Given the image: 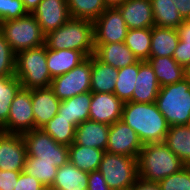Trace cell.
Returning a JSON list of instances; mask_svg holds the SVG:
<instances>
[{
	"mask_svg": "<svg viewBox=\"0 0 190 190\" xmlns=\"http://www.w3.org/2000/svg\"><path fill=\"white\" fill-rule=\"evenodd\" d=\"M121 120L136 132L143 145L164 142L169 129L155 102H124Z\"/></svg>",
	"mask_w": 190,
	"mask_h": 190,
	"instance_id": "6da1fadb",
	"label": "cell"
},
{
	"mask_svg": "<svg viewBox=\"0 0 190 190\" xmlns=\"http://www.w3.org/2000/svg\"><path fill=\"white\" fill-rule=\"evenodd\" d=\"M45 45L53 50H77L87 58L95 50L93 22L70 18L65 24L45 35Z\"/></svg>",
	"mask_w": 190,
	"mask_h": 190,
	"instance_id": "7a4b0ae2",
	"label": "cell"
},
{
	"mask_svg": "<svg viewBox=\"0 0 190 190\" xmlns=\"http://www.w3.org/2000/svg\"><path fill=\"white\" fill-rule=\"evenodd\" d=\"M137 159L138 176L147 182H159L185 167L164 142L144 144Z\"/></svg>",
	"mask_w": 190,
	"mask_h": 190,
	"instance_id": "3957f363",
	"label": "cell"
},
{
	"mask_svg": "<svg viewBox=\"0 0 190 190\" xmlns=\"http://www.w3.org/2000/svg\"><path fill=\"white\" fill-rule=\"evenodd\" d=\"M15 76L25 89L50 87L52 77L47 67L45 44L16 54Z\"/></svg>",
	"mask_w": 190,
	"mask_h": 190,
	"instance_id": "277c9868",
	"label": "cell"
},
{
	"mask_svg": "<svg viewBox=\"0 0 190 190\" xmlns=\"http://www.w3.org/2000/svg\"><path fill=\"white\" fill-rule=\"evenodd\" d=\"M169 126L190 123V82L185 78L160 87L156 102Z\"/></svg>",
	"mask_w": 190,
	"mask_h": 190,
	"instance_id": "5b68a950",
	"label": "cell"
},
{
	"mask_svg": "<svg viewBox=\"0 0 190 190\" xmlns=\"http://www.w3.org/2000/svg\"><path fill=\"white\" fill-rule=\"evenodd\" d=\"M1 33L15 54L45 44V34L32 13L18 19L3 21Z\"/></svg>",
	"mask_w": 190,
	"mask_h": 190,
	"instance_id": "8992f818",
	"label": "cell"
},
{
	"mask_svg": "<svg viewBox=\"0 0 190 190\" xmlns=\"http://www.w3.org/2000/svg\"><path fill=\"white\" fill-rule=\"evenodd\" d=\"M98 170L111 190H129L138 180V159L106 152Z\"/></svg>",
	"mask_w": 190,
	"mask_h": 190,
	"instance_id": "52a82bcc",
	"label": "cell"
},
{
	"mask_svg": "<svg viewBox=\"0 0 190 190\" xmlns=\"http://www.w3.org/2000/svg\"><path fill=\"white\" fill-rule=\"evenodd\" d=\"M27 156L36 157V161L54 162L60 167L69 161L68 146L58 144L42 129H33L22 134Z\"/></svg>",
	"mask_w": 190,
	"mask_h": 190,
	"instance_id": "ba28073f",
	"label": "cell"
},
{
	"mask_svg": "<svg viewBox=\"0 0 190 190\" xmlns=\"http://www.w3.org/2000/svg\"><path fill=\"white\" fill-rule=\"evenodd\" d=\"M50 88L60 101L91 91V56L69 72L52 78Z\"/></svg>",
	"mask_w": 190,
	"mask_h": 190,
	"instance_id": "9c48e42d",
	"label": "cell"
},
{
	"mask_svg": "<svg viewBox=\"0 0 190 190\" xmlns=\"http://www.w3.org/2000/svg\"><path fill=\"white\" fill-rule=\"evenodd\" d=\"M35 129L32 90L20 88L10 105L7 122L0 128L6 133L23 134Z\"/></svg>",
	"mask_w": 190,
	"mask_h": 190,
	"instance_id": "30bf717a",
	"label": "cell"
},
{
	"mask_svg": "<svg viewBox=\"0 0 190 190\" xmlns=\"http://www.w3.org/2000/svg\"><path fill=\"white\" fill-rule=\"evenodd\" d=\"M93 25L94 44L125 41L128 28L117 7H107Z\"/></svg>",
	"mask_w": 190,
	"mask_h": 190,
	"instance_id": "8fae6325",
	"label": "cell"
},
{
	"mask_svg": "<svg viewBox=\"0 0 190 190\" xmlns=\"http://www.w3.org/2000/svg\"><path fill=\"white\" fill-rule=\"evenodd\" d=\"M142 147L139 136L123 120L110 125L106 152L138 158Z\"/></svg>",
	"mask_w": 190,
	"mask_h": 190,
	"instance_id": "7c38bea8",
	"label": "cell"
},
{
	"mask_svg": "<svg viewBox=\"0 0 190 190\" xmlns=\"http://www.w3.org/2000/svg\"><path fill=\"white\" fill-rule=\"evenodd\" d=\"M27 158L22 134L0 131V170L22 172Z\"/></svg>",
	"mask_w": 190,
	"mask_h": 190,
	"instance_id": "4fadbf2b",
	"label": "cell"
},
{
	"mask_svg": "<svg viewBox=\"0 0 190 190\" xmlns=\"http://www.w3.org/2000/svg\"><path fill=\"white\" fill-rule=\"evenodd\" d=\"M32 14L45 35L71 18L66 0H42Z\"/></svg>",
	"mask_w": 190,
	"mask_h": 190,
	"instance_id": "5bb4252c",
	"label": "cell"
},
{
	"mask_svg": "<svg viewBox=\"0 0 190 190\" xmlns=\"http://www.w3.org/2000/svg\"><path fill=\"white\" fill-rule=\"evenodd\" d=\"M124 102L114 93H93L89 120L111 125L122 118Z\"/></svg>",
	"mask_w": 190,
	"mask_h": 190,
	"instance_id": "9a60e30c",
	"label": "cell"
},
{
	"mask_svg": "<svg viewBox=\"0 0 190 190\" xmlns=\"http://www.w3.org/2000/svg\"><path fill=\"white\" fill-rule=\"evenodd\" d=\"M117 8L128 29L152 28L154 26L150 0H125Z\"/></svg>",
	"mask_w": 190,
	"mask_h": 190,
	"instance_id": "2e32d148",
	"label": "cell"
},
{
	"mask_svg": "<svg viewBox=\"0 0 190 190\" xmlns=\"http://www.w3.org/2000/svg\"><path fill=\"white\" fill-rule=\"evenodd\" d=\"M60 102L50 87L32 89L35 129H41L58 113Z\"/></svg>",
	"mask_w": 190,
	"mask_h": 190,
	"instance_id": "e0dca14e",
	"label": "cell"
},
{
	"mask_svg": "<svg viewBox=\"0 0 190 190\" xmlns=\"http://www.w3.org/2000/svg\"><path fill=\"white\" fill-rule=\"evenodd\" d=\"M160 85L148 61H139V72L135 81L132 101L137 103L156 102Z\"/></svg>",
	"mask_w": 190,
	"mask_h": 190,
	"instance_id": "ac0fdd59",
	"label": "cell"
},
{
	"mask_svg": "<svg viewBox=\"0 0 190 190\" xmlns=\"http://www.w3.org/2000/svg\"><path fill=\"white\" fill-rule=\"evenodd\" d=\"M110 125L86 120L76 127L74 143L106 151Z\"/></svg>",
	"mask_w": 190,
	"mask_h": 190,
	"instance_id": "d6986e66",
	"label": "cell"
},
{
	"mask_svg": "<svg viewBox=\"0 0 190 190\" xmlns=\"http://www.w3.org/2000/svg\"><path fill=\"white\" fill-rule=\"evenodd\" d=\"M94 56L101 62L114 68H123L135 64L138 59L124 42L94 44Z\"/></svg>",
	"mask_w": 190,
	"mask_h": 190,
	"instance_id": "ffe728a7",
	"label": "cell"
},
{
	"mask_svg": "<svg viewBox=\"0 0 190 190\" xmlns=\"http://www.w3.org/2000/svg\"><path fill=\"white\" fill-rule=\"evenodd\" d=\"M47 67L52 78L63 75L83 62L86 57L77 50H53L46 47Z\"/></svg>",
	"mask_w": 190,
	"mask_h": 190,
	"instance_id": "44dd1931",
	"label": "cell"
},
{
	"mask_svg": "<svg viewBox=\"0 0 190 190\" xmlns=\"http://www.w3.org/2000/svg\"><path fill=\"white\" fill-rule=\"evenodd\" d=\"M92 92L75 95L71 98L62 100L58 108V114L77 127L80 123L89 120L90 102Z\"/></svg>",
	"mask_w": 190,
	"mask_h": 190,
	"instance_id": "7402d4cb",
	"label": "cell"
},
{
	"mask_svg": "<svg viewBox=\"0 0 190 190\" xmlns=\"http://www.w3.org/2000/svg\"><path fill=\"white\" fill-rule=\"evenodd\" d=\"M89 173L75 167L69 161L58 167L53 190H87Z\"/></svg>",
	"mask_w": 190,
	"mask_h": 190,
	"instance_id": "603a6c76",
	"label": "cell"
},
{
	"mask_svg": "<svg viewBox=\"0 0 190 190\" xmlns=\"http://www.w3.org/2000/svg\"><path fill=\"white\" fill-rule=\"evenodd\" d=\"M117 76V68L104 64L91 55V92L113 93Z\"/></svg>",
	"mask_w": 190,
	"mask_h": 190,
	"instance_id": "cb8c5ba5",
	"label": "cell"
},
{
	"mask_svg": "<svg viewBox=\"0 0 190 190\" xmlns=\"http://www.w3.org/2000/svg\"><path fill=\"white\" fill-rule=\"evenodd\" d=\"M179 42L177 29L158 27L151 28L150 56L173 57Z\"/></svg>",
	"mask_w": 190,
	"mask_h": 190,
	"instance_id": "d4e9b609",
	"label": "cell"
},
{
	"mask_svg": "<svg viewBox=\"0 0 190 190\" xmlns=\"http://www.w3.org/2000/svg\"><path fill=\"white\" fill-rule=\"evenodd\" d=\"M153 68L160 87L182 81L184 67L180 66L173 57L150 56L147 60Z\"/></svg>",
	"mask_w": 190,
	"mask_h": 190,
	"instance_id": "484cf974",
	"label": "cell"
},
{
	"mask_svg": "<svg viewBox=\"0 0 190 190\" xmlns=\"http://www.w3.org/2000/svg\"><path fill=\"white\" fill-rule=\"evenodd\" d=\"M68 151L69 162L87 173L98 170L105 153L101 149L77 145L74 142L68 147Z\"/></svg>",
	"mask_w": 190,
	"mask_h": 190,
	"instance_id": "4316f807",
	"label": "cell"
},
{
	"mask_svg": "<svg viewBox=\"0 0 190 190\" xmlns=\"http://www.w3.org/2000/svg\"><path fill=\"white\" fill-rule=\"evenodd\" d=\"M164 143L180 158L185 166H190V133L188 125L169 126Z\"/></svg>",
	"mask_w": 190,
	"mask_h": 190,
	"instance_id": "83f0119b",
	"label": "cell"
},
{
	"mask_svg": "<svg viewBox=\"0 0 190 190\" xmlns=\"http://www.w3.org/2000/svg\"><path fill=\"white\" fill-rule=\"evenodd\" d=\"M150 2L153 10L154 25L177 29L184 21L173 0H150Z\"/></svg>",
	"mask_w": 190,
	"mask_h": 190,
	"instance_id": "f1b7e54d",
	"label": "cell"
},
{
	"mask_svg": "<svg viewBox=\"0 0 190 190\" xmlns=\"http://www.w3.org/2000/svg\"><path fill=\"white\" fill-rule=\"evenodd\" d=\"M41 129L58 144L69 147L74 142L76 126L71 120L61 117L58 113Z\"/></svg>",
	"mask_w": 190,
	"mask_h": 190,
	"instance_id": "f546056e",
	"label": "cell"
},
{
	"mask_svg": "<svg viewBox=\"0 0 190 190\" xmlns=\"http://www.w3.org/2000/svg\"><path fill=\"white\" fill-rule=\"evenodd\" d=\"M124 43L139 61H147L150 57L151 28L128 29Z\"/></svg>",
	"mask_w": 190,
	"mask_h": 190,
	"instance_id": "4dcf8cb0",
	"label": "cell"
},
{
	"mask_svg": "<svg viewBox=\"0 0 190 190\" xmlns=\"http://www.w3.org/2000/svg\"><path fill=\"white\" fill-rule=\"evenodd\" d=\"M139 72V60L132 65L118 69L114 94L123 102L132 101L135 81Z\"/></svg>",
	"mask_w": 190,
	"mask_h": 190,
	"instance_id": "1f68e13d",
	"label": "cell"
},
{
	"mask_svg": "<svg viewBox=\"0 0 190 190\" xmlns=\"http://www.w3.org/2000/svg\"><path fill=\"white\" fill-rule=\"evenodd\" d=\"M57 169L54 162L36 161V157L27 156L23 172L36 178L45 188H50Z\"/></svg>",
	"mask_w": 190,
	"mask_h": 190,
	"instance_id": "d6a6232c",
	"label": "cell"
},
{
	"mask_svg": "<svg viewBox=\"0 0 190 190\" xmlns=\"http://www.w3.org/2000/svg\"><path fill=\"white\" fill-rule=\"evenodd\" d=\"M71 18L94 22L107 8L103 0H66Z\"/></svg>",
	"mask_w": 190,
	"mask_h": 190,
	"instance_id": "836d02e7",
	"label": "cell"
},
{
	"mask_svg": "<svg viewBox=\"0 0 190 190\" xmlns=\"http://www.w3.org/2000/svg\"><path fill=\"white\" fill-rule=\"evenodd\" d=\"M21 88L19 79L14 76H0V128L7 122L10 105Z\"/></svg>",
	"mask_w": 190,
	"mask_h": 190,
	"instance_id": "e575fe53",
	"label": "cell"
},
{
	"mask_svg": "<svg viewBox=\"0 0 190 190\" xmlns=\"http://www.w3.org/2000/svg\"><path fill=\"white\" fill-rule=\"evenodd\" d=\"M161 190H190V166L158 182Z\"/></svg>",
	"mask_w": 190,
	"mask_h": 190,
	"instance_id": "d590c367",
	"label": "cell"
},
{
	"mask_svg": "<svg viewBox=\"0 0 190 190\" xmlns=\"http://www.w3.org/2000/svg\"><path fill=\"white\" fill-rule=\"evenodd\" d=\"M16 54L0 32V76L15 75Z\"/></svg>",
	"mask_w": 190,
	"mask_h": 190,
	"instance_id": "8d00e7d4",
	"label": "cell"
},
{
	"mask_svg": "<svg viewBox=\"0 0 190 190\" xmlns=\"http://www.w3.org/2000/svg\"><path fill=\"white\" fill-rule=\"evenodd\" d=\"M27 14L28 11L21 0H0V18L2 22L18 19Z\"/></svg>",
	"mask_w": 190,
	"mask_h": 190,
	"instance_id": "74e56055",
	"label": "cell"
},
{
	"mask_svg": "<svg viewBox=\"0 0 190 190\" xmlns=\"http://www.w3.org/2000/svg\"><path fill=\"white\" fill-rule=\"evenodd\" d=\"M45 187L34 177L20 172L17 185L14 190H44Z\"/></svg>",
	"mask_w": 190,
	"mask_h": 190,
	"instance_id": "f35d334b",
	"label": "cell"
},
{
	"mask_svg": "<svg viewBox=\"0 0 190 190\" xmlns=\"http://www.w3.org/2000/svg\"><path fill=\"white\" fill-rule=\"evenodd\" d=\"M20 172L0 170V190H14Z\"/></svg>",
	"mask_w": 190,
	"mask_h": 190,
	"instance_id": "ab89813d",
	"label": "cell"
},
{
	"mask_svg": "<svg viewBox=\"0 0 190 190\" xmlns=\"http://www.w3.org/2000/svg\"><path fill=\"white\" fill-rule=\"evenodd\" d=\"M173 58L182 67L188 65L190 63V45H184V42L179 40Z\"/></svg>",
	"mask_w": 190,
	"mask_h": 190,
	"instance_id": "60d3db41",
	"label": "cell"
},
{
	"mask_svg": "<svg viewBox=\"0 0 190 190\" xmlns=\"http://www.w3.org/2000/svg\"><path fill=\"white\" fill-rule=\"evenodd\" d=\"M87 190H111L99 170L89 173Z\"/></svg>",
	"mask_w": 190,
	"mask_h": 190,
	"instance_id": "b9f144b4",
	"label": "cell"
},
{
	"mask_svg": "<svg viewBox=\"0 0 190 190\" xmlns=\"http://www.w3.org/2000/svg\"><path fill=\"white\" fill-rule=\"evenodd\" d=\"M179 40L184 42V45H190V19L184 20L178 27H177Z\"/></svg>",
	"mask_w": 190,
	"mask_h": 190,
	"instance_id": "7bdbcfd3",
	"label": "cell"
},
{
	"mask_svg": "<svg viewBox=\"0 0 190 190\" xmlns=\"http://www.w3.org/2000/svg\"><path fill=\"white\" fill-rule=\"evenodd\" d=\"M129 190H161V188L158 182H147L138 178Z\"/></svg>",
	"mask_w": 190,
	"mask_h": 190,
	"instance_id": "ee69618b",
	"label": "cell"
},
{
	"mask_svg": "<svg viewBox=\"0 0 190 190\" xmlns=\"http://www.w3.org/2000/svg\"><path fill=\"white\" fill-rule=\"evenodd\" d=\"M177 10L184 20L190 19V0H173Z\"/></svg>",
	"mask_w": 190,
	"mask_h": 190,
	"instance_id": "f6af8a7d",
	"label": "cell"
},
{
	"mask_svg": "<svg viewBox=\"0 0 190 190\" xmlns=\"http://www.w3.org/2000/svg\"><path fill=\"white\" fill-rule=\"evenodd\" d=\"M28 13H32L42 0H21Z\"/></svg>",
	"mask_w": 190,
	"mask_h": 190,
	"instance_id": "bcb514c9",
	"label": "cell"
},
{
	"mask_svg": "<svg viewBox=\"0 0 190 190\" xmlns=\"http://www.w3.org/2000/svg\"><path fill=\"white\" fill-rule=\"evenodd\" d=\"M107 7H117L122 4L125 0H103Z\"/></svg>",
	"mask_w": 190,
	"mask_h": 190,
	"instance_id": "7dc6e473",
	"label": "cell"
},
{
	"mask_svg": "<svg viewBox=\"0 0 190 190\" xmlns=\"http://www.w3.org/2000/svg\"><path fill=\"white\" fill-rule=\"evenodd\" d=\"M184 77L190 82V63L184 67Z\"/></svg>",
	"mask_w": 190,
	"mask_h": 190,
	"instance_id": "c3c4849f",
	"label": "cell"
},
{
	"mask_svg": "<svg viewBox=\"0 0 190 190\" xmlns=\"http://www.w3.org/2000/svg\"><path fill=\"white\" fill-rule=\"evenodd\" d=\"M1 27H2V20L0 18V32H1Z\"/></svg>",
	"mask_w": 190,
	"mask_h": 190,
	"instance_id": "681fc988",
	"label": "cell"
},
{
	"mask_svg": "<svg viewBox=\"0 0 190 190\" xmlns=\"http://www.w3.org/2000/svg\"><path fill=\"white\" fill-rule=\"evenodd\" d=\"M44 190H53L52 188H45Z\"/></svg>",
	"mask_w": 190,
	"mask_h": 190,
	"instance_id": "f907efd6",
	"label": "cell"
}]
</instances>
